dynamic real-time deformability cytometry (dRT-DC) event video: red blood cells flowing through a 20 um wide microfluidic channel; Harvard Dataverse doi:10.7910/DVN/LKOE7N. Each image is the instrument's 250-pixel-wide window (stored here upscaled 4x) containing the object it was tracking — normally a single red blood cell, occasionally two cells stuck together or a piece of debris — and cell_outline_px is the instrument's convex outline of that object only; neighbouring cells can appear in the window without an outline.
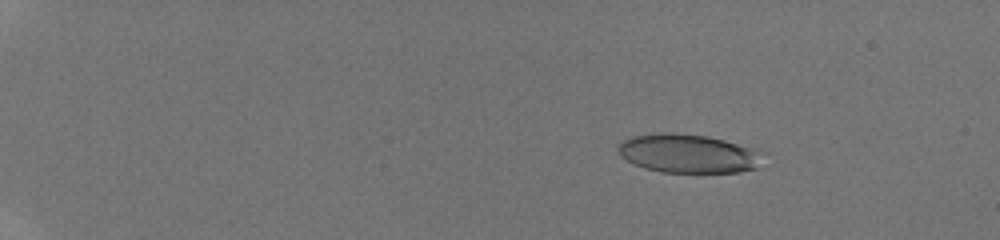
{"species": "human", "species_latin": "Homo sapiens", "temperature_condition": "room temperature", "stored_images_in_passage": 53, "camera_frame_rate_fps": 3000, "um_per_image_px": 0.085, "donor": {"sex": "male"}, "frame": {"image": 1, "passage_image": 10, "time_ms": 3.0, "image_size_px": [1000, 240], "cell_outline_px": [[768, 152], [756, 168], [740, 172], [660, 172], [644, 168], [620, 156], [616, 148], [616, 144], [632, 136], [664, 132], [668, 132], [708, 136], [724, 140]], "centroid_in_image_um": [58.53, 13.05], "position_along_channel_um": 26.5, "area_um2": 33.0}}
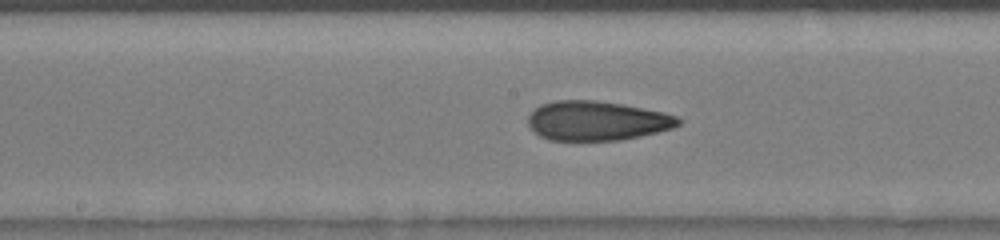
{"frame": {"image": 2, "passage_image": 32, "time_ms": 10.333, "image_size_px": [1000, 240], "cell_outline_px": [[684, 120], [680, 124], [672, 128], [640, 136], [620, 140], [548, 140], [532, 132], [528, 124], [528, 116], [540, 104], [556, 100], [596, 100], [620, 104], [664, 112], [676, 116]], "centroid_in_image_um": [50.71, 10.27], "position_along_channel_um": 197.5, "area_um2": 34.56}}
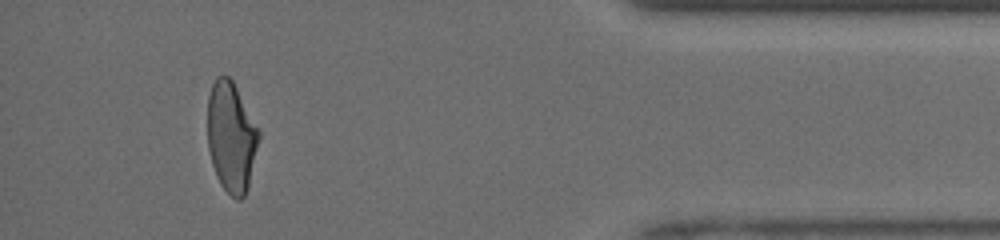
{"frame": {"image": 3, "passage_image": 50, "time_ms": 16.333, "image_size_px": [1000, 240], "cell_outline_px": [[260, 136], [248, 188], [244, 196], [240, 200], [236, 200], [220, 184], [216, 176], [212, 164], [208, 148], [208, 96], [212, 84], [216, 76], [228, 76], [232, 80], [260, 132]], "centroid_in_image_um": [19.65, 11.66], "position_along_channel_um": 415.6, "area_um2": 32.71}, "authors_computed_cell_mechanics": {"area_um2": 33.813, "velocity_mm_per_s": 4.2431, "shape_relaxation_time_tau1_ms": 10.2452, "shape_relaxation_time_tau2_ms": 1.6227, "deformation_change_tau1": 0.3034, "deformation_change_tau2": 0.0917}}